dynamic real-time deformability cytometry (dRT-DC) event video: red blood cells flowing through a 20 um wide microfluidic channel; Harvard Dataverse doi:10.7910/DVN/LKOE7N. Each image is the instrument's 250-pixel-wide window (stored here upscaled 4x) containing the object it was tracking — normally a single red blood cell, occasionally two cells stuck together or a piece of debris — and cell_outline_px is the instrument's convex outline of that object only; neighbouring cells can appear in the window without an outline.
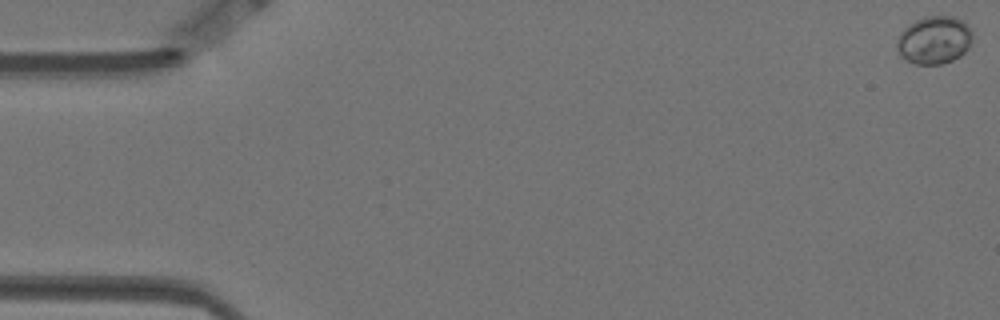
{"species": "Egyptian fruit bat (a non-hibernating species)", "species_latin": "Rousettus aegyptiacus", "temperature_condition": "warm", "stored_images_in_passage": 13, "camera_frame_rate_fps": 3000, "um_per_image_px": 0.085, "animal": {"sex": "female"}, "frame": {"image": 1, "passage_image": 1, "time_ms": 0.0, "image_size_px": [1000, 320], "cell_outline_px": [[972, 40], [968, 48], [960, 56], [952, 60], [940, 64], [916, 64], [900, 56], [896, 48], [896, 40], [900, 32], [908, 24], [924, 16], [956, 16], [964, 20], [972, 28]], "centroid_in_image_um": [79.41, 3.38], "position_along_channel_um": 5.6, "area_um2": 21.44}}